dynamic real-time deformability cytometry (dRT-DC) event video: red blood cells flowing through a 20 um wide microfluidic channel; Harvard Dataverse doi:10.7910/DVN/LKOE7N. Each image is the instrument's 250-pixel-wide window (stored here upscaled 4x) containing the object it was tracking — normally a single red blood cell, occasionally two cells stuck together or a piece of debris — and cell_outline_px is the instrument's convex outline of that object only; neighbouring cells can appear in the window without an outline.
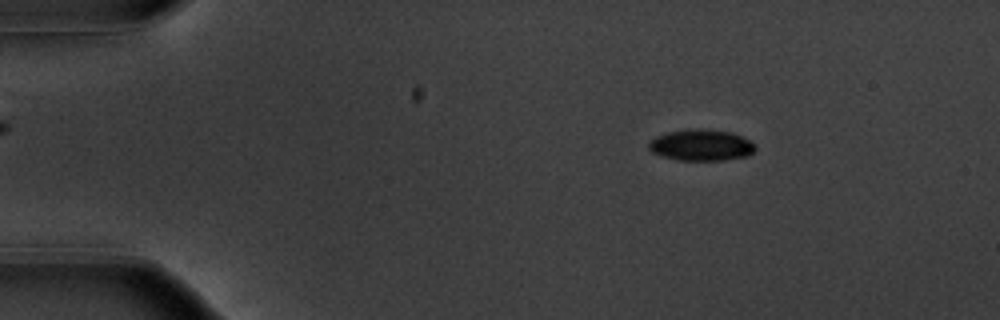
{"species": "common noctule bat (a hibernating species)", "species_latin": "Nyctalus noctula", "temperature_condition": "warm", "stored_images_in_passage": 50, "camera_frame_rate_fps": 3000, "um_per_image_px": 0.085, "animal": {"sex": "male", "body_mass_g": 20.1, "forearm_length_mm": 53.5}, "frame": {"image": 1, "passage_image": 4, "time_ms": 1.0, "image_size_px": [1000, 320], "cell_outline_px": [[756, 148], [748, 156], [724, 160], [680, 160], [660, 156], [652, 152], [648, 148], [648, 144], [656, 136], [668, 132], [696, 128], [704, 128], [732, 132], [748, 140]], "centroid_in_image_um": [59.58, 12.33], "position_along_channel_um": 25.4, "area_um2": 19.36}}
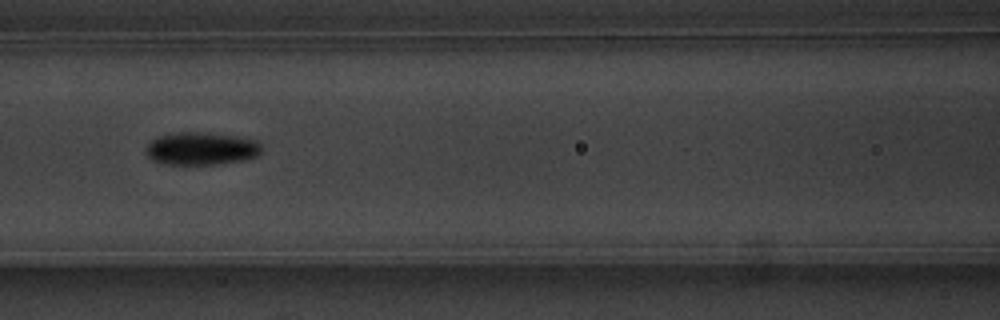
{"frame": {"image": 2, "passage_image": 20, "time_ms": 6.333, "image_size_px": [1000, 320], "cell_outline_px": [[260, 152], [256, 156], [240, 160], [212, 164], [168, 164], [152, 160], [148, 156], [148, 144], [156, 136], [172, 132], [208, 132], [236, 136], [256, 140], [260, 144]], "centroid_in_image_um": [17.09, 12.6], "position_along_channel_um": 149.5, "area_um2": 21.85}}
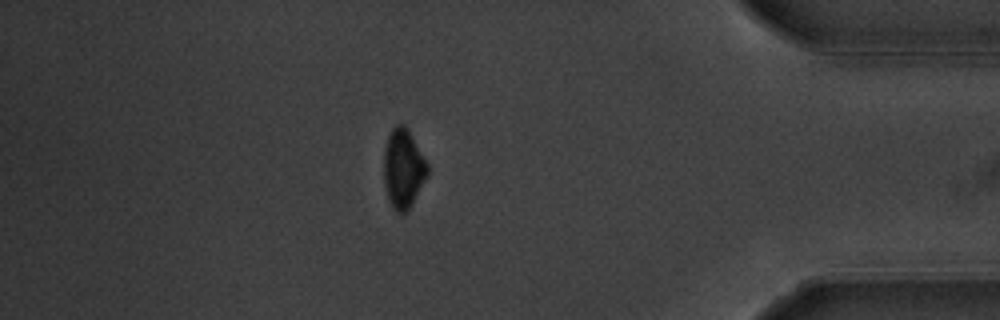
{"frame": {"image": 3, "passage_image": 43, "time_ms": 14.0, "image_size_px": [1000, 320], "cell_outline_px": [[428, 176], [412, 204], [404, 212], [396, 212], [392, 208], [388, 196], [384, 180], [384, 148], [388, 136], [392, 128], [396, 124], [404, 124], [408, 128], [428, 164]], "centroid_in_image_um": [34.29, 14.3], "position_along_channel_um": 400.9, "area_um2": 20.11}, "authors_computed_cell_mechanics": {"area_um2": 20.519, "velocity_mm_per_s": 3.7305, "shape_relaxation_time_tau1_ms": 2.3364, "shape_relaxation_time_tau2_ms": null, "deformation_change_tau1": 0.1017, "deformation_change_tau2": null}}